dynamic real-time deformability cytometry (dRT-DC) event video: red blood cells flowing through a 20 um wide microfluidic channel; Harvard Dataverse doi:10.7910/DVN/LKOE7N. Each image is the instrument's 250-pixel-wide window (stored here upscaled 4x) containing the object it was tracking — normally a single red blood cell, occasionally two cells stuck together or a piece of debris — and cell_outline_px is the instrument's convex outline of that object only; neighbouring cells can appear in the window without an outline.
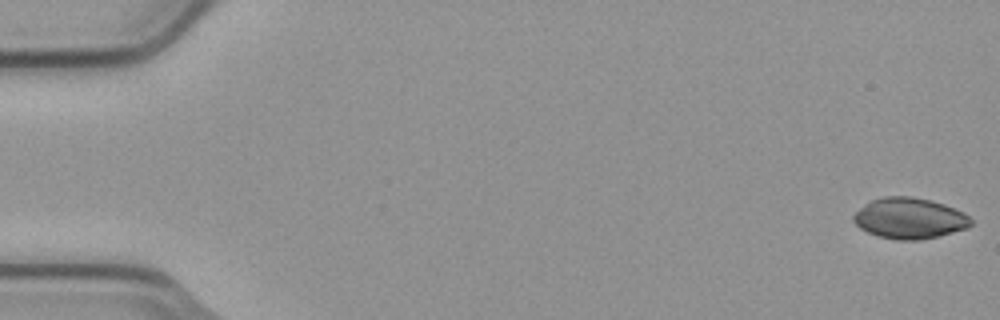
{"species": "common noctule bat (a hibernating species)", "species_latin": "Nyctalus noctula", "temperature_condition": "cold", "stored_images_in_passage": 3, "camera_frame_rate_fps": 3000, "um_per_image_px": 0.085, "animal": {"sex": "male", "body_mass_g": 23.1, "forearm_length_mm": 52.7}, "frame": {"image": 1, "passage_image": 1, "time_ms": 0.0, "image_size_px": [1000, 320], "cell_outline_px": [[972, 224], [968, 228], [940, 236], [920, 240], [896, 240], [876, 236], [860, 228], [852, 220], [852, 216], [860, 208], [872, 200], [884, 196], [912, 196], [944, 204], [964, 212], [972, 220]], "centroid_in_image_um": [77.32, 18.57], "position_along_channel_um": 7.7, "area_um2": 28.09}}